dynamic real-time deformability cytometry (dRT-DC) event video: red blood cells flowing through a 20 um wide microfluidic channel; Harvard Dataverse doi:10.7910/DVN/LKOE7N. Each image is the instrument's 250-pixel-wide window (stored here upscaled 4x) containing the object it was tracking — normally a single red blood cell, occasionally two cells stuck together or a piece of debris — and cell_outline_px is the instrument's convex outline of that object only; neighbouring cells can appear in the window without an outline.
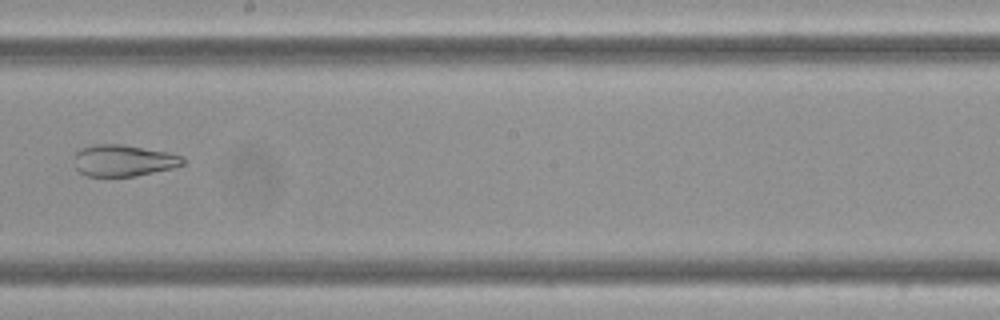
{"species": "Egyptian fruit bat (a non-hibernating species)", "species_latin": "Rousettus aegyptiacus", "temperature_condition": "cold", "stored_images_in_passage": 11, "camera_frame_rate_fps": 3000, "um_per_image_px": 0.085, "frame": {"image": 1, "passage_image": 5, "time_ms": 1.333, "image_size_px": [1000, 320], "cell_outline_px": [[184, 164], [172, 168], [136, 176], [88, 176], [80, 172], [76, 168], [72, 156], [80, 148], [96, 144], [124, 144], [168, 152], [180, 156], [184, 160]], "centroid_in_image_um": [10.45, 13.63], "position_along_channel_um": 237.7, "area_um2": 20.06}}
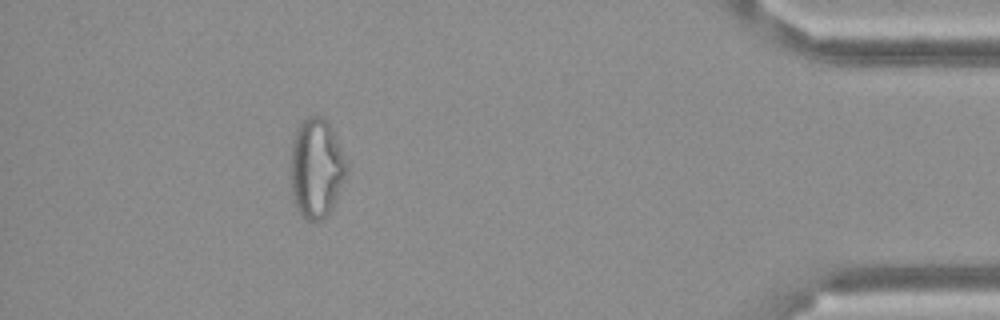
{"frame": {"image": 2, "passage_image": 10, "time_ms": 3.0, "image_size_px": [1000, 320], "cell_outline_px": [[344, 176], [332, 208], [328, 216], [320, 220], [308, 220], [296, 208], [292, 192], [292, 140], [296, 128], [308, 116], [324, 116], [328, 120], [344, 160]], "centroid_in_image_um": [26.85, 14.28], "position_along_channel_um": 408.3, "area_um2": 31.33}}